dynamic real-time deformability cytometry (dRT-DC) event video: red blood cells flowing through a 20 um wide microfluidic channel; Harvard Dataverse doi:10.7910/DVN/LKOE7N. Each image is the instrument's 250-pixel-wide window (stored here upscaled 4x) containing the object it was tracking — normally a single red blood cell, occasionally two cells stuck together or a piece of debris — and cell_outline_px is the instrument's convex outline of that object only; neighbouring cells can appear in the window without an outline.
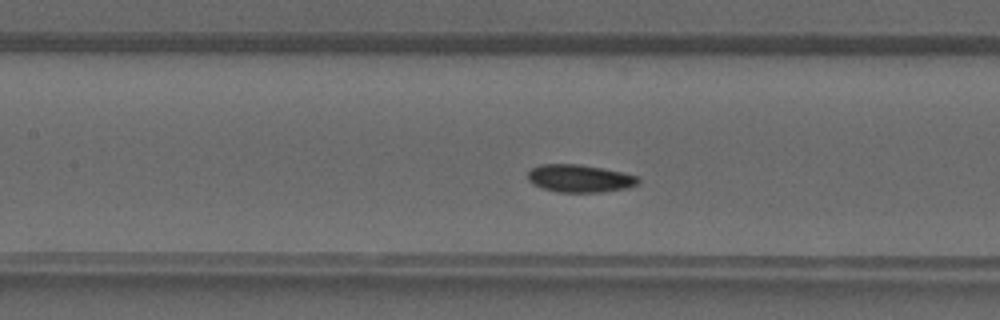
{"species": "common noctule bat (a hibernating species)", "species_latin": "Nyctalus noctula", "temperature_condition": "warm", "stored_images_in_passage": 36, "camera_frame_rate_fps": 3000, "um_per_image_px": 0.085, "animal": {"sex": "male", "forearm_length_mm": 52.5}, "frame": {"image": 1, "passage_image": 14, "time_ms": 4.333, "image_size_px": [1000, 320], "cell_outline_px": [[640, 180], [636, 184], [628, 188], [600, 192], [556, 192], [532, 184], [528, 180], [528, 172], [532, 168], [540, 164], [580, 164], [640, 176]], "centroid_in_image_um": [49.26, 15.17], "position_along_channel_um": 158.1, "area_um2": 17.74}}
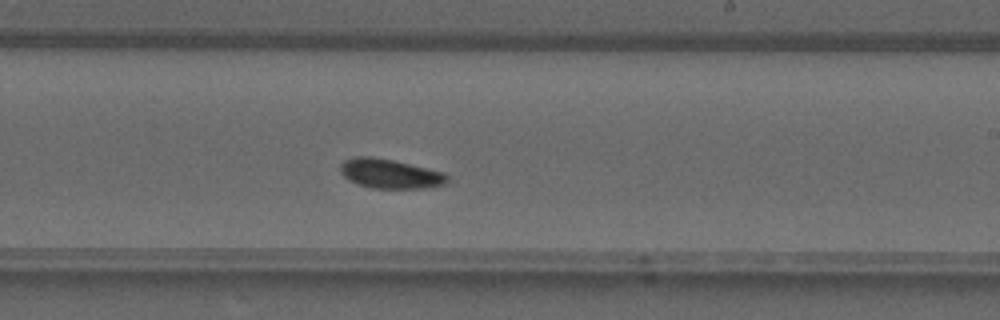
{"frame": {"image": 2, "passage_image": 20, "time_ms": 6.333, "image_size_px": [1000, 320], "cell_outline_px": [[448, 180], [444, 184], [428, 188], [372, 188], [356, 184], [344, 176], [340, 172], [340, 164], [344, 160], [356, 156], [372, 156], [392, 160], [444, 172], [448, 176]], "centroid_in_image_um": [33.13, 14.76], "position_along_channel_um": 255.9, "area_um2": 18.32}}
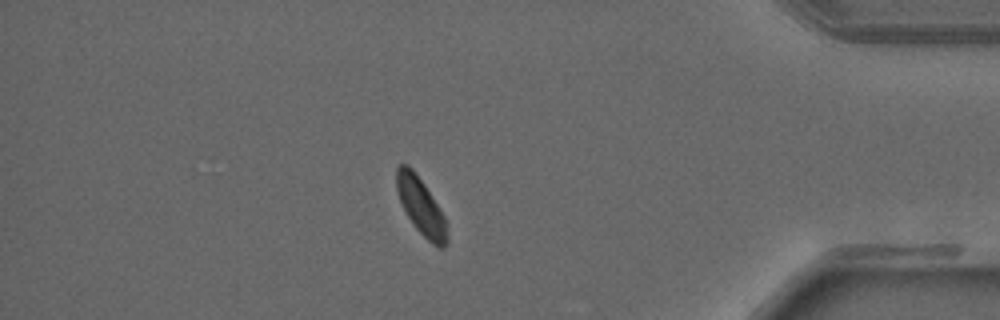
{"frame": {"image": 3, "passage_image": 31, "time_ms": 10.0, "image_size_px": [1000, 320], "cell_outline_px": [[448, 240], [444, 248], [440, 248], [432, 244], [416, 228], [408, 216], [400, 200], [396, 188], [396, 168], [400, 164], [408, 164], [412, 168], [424, 184], [444, 216], [448, 236]], "centroid_in_image_um": [35.78, 17.53], "position_along_channel_um": 399.4, "area_um2": 16.42}}